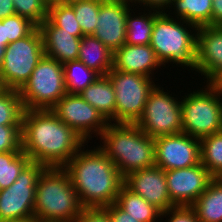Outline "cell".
Segmentation results:
<instances>
[{"label": "cell", "mask_w": 222, "mask_h": 222, "mask_svg": "<svg viewBox=\"0 0 222 222\" xmlns=\"http://www.w3.org/2000/svg\"><path fill=\"white\" fill-rule=\"evenodd\" d=\"M48 3H52V2H62V0H46Z\"/></svg>", "instance_id": "44"}, {"label": "cell", "mask_w": 222, "mask_h": 222, "mask_svg": "<svg viewBox=\"0 0 222 222\" xmlns=\"http://www.w3.org/2000/svg\"><path fill=\"white\" fill-rule=\"evenodd\" d=\"M0 43H4L6 46L8 45V39H5L4 19L0 20Z\"/></svg>", "instance_id": "41"}, {"label": "cell", "mask_w": 222, "mask_h": 222, "mask_svg": "<svg viewBox=\"0 0 222 222\" xmlns=\"http://www.w3.org/2000/svg\"><path fill=\"white\" fill-rule=\"evenodd\" d=\"M155 140V166L164 171L192 167L200 163V139L181 132Z\"/></svg>", "instance_id": "13"}, {"label": "cell", "mask_w": 222, "mask_h": 222, "mask_svg": "<svg viewBox=\"0 0 222 222\" xmlns=\"http://www.w3.org/2000/svg\"><path fill=\"white\" fill-rule=\"evenodd\" d=\"M16 14L13 0H0V20Z\"/></svg>", "instance_id": "40"}, {"label": "cell", "mask_w": 222, "mask_h": 222, "mask_svg": "<svg viewBox=\"0 0 222 222\" xmlns=\"http://www.w3.org/2000/svg\"><path fill=\"white\" fill-rule=\"evenodd\" d=\"M104 209L108 212L110 222H139L122 210L116 203H112L104 207Z\"/></svg>", "instance_id": "37"}, {"label": "cell", "mask_w": 222, "mask_h": 222, "mask_svg": "<svg viewBox=\"0 0 222 222\" xmlns=\"http://www.w3.org/2000/svg\"><path fill=\"white\" fill-rule=\"evenodd\" d=\"M104 0H73L69 4L73 7L84 36L93 35L96 29L100 5Z\"/></svg>", "instance_id": "30"}, {"label": "cell", "mask_w": 222, "mask_h": 222, "mask_svg": "<svg viewBox=\"0 0 222 222\" xmlns=\"http://www.w3.org/2000/svg\"><path fill=\"white\" fill-rule=\"evenodd\" d=\"M5 51H6V45L4 43H0V69L2 67Z\"/></svg>", "instance_id": "42"}, {"label": "cell", "mask_w": 222, "mask_h": 222, "mask_svg": "<svg viewBox=\"0 0 222 222\" xmlns=\"http://www.w3.org/2000/svg\"><path fill=\"white\" fill-rule=\"evenodd\" d=\"M86 142L51 109L24 110L22 151L31 162L64 167Z\"/></svg>", "instance_id": "1"}, {"label": "cell", "mask_w": 222, "mask_h": 222, "mask_svg": "<svg viewBox=\"0 0 222 222\" xmlns=\"http://www.w3.org/2000/svg\"><path fill=\"white\" fill-rule=\"evenodd\" d=\"M100 140L103 145L99 147L123 177L130 172L155 166V140L136 124L109 123Z\"/></svg>", "instance_id": "4"}, {"label": "cell", "mask_w": 222, "mask_h": 222, "mask_svg": "<svg viewBox=\"0 0 222 222\" xmlns=\"http://www.w3.org/2000/svg\"><path fill=\"white\" fill-rule=\"evenodd\" d=\"M24 110L18 90L0 91V125H22Z\"/></svg>", "instance_id": "29"}, {"label": "cell", "mask_w": 222, "mask_h": 222, "mask_svg": "<svg viewBox=\"0 0 222 222\" xmlns=\"http://www.w3.org/2000/svg\"><path fill=\"white\" fill-rule=\"evenodd\" d=\"M196 34L194 70L215 84L222 77V26H203Z\"/></svg>", "instance_id": "16"}, {"label": "cell", "mask_w": 222, "mask_h": 222, "mask_svg": "<svg viewBox=\"0 0 222 222\" xmlns=\"http://www.w3.org/2000/svg\"><path fill=\"white\" fill-rule=\"evenodd\" d=\"M171 6L178 19L180 17L197 28L211 26L212 0H173Z\"/></svg>", "instance_id": "24"}, {"label": "cell", "mask_w": 222, "mask_h": 222, "mask_svg": "<svg viewBox=\"0 0 222 222\" xmlns=\"http://www.w3.org/2000/svg\"><path fill=\"white\" fill-rule=\"evenodd\" d=\"M181 102L156 85L136 125L151 138L182 132Z\"/></svg>", "instance_id": "11"}, {"label": "cell", "mask_w": 222, "mask_h": 222, "mask_svg": "<svg viewBox=\"0 0 222 222\" xmlns=\"http://www.w3.org/2000/svg\"><path fill=\"white\" fill-rule=\"evenodd\" d=\"M130 2L104 0L99 9L94 37L113 53L126 43V19Z\"/></svg>", "instance_id": "15"}, {"label": "cell", "mask_w": 222, "mask_h": 222, "mask_svg": "<svg viewBox=\"0 0 222 222\" xmlns=\"http://www.w3.org/2000/svg\"><path fill=\"white\" fill-rule=\"evenodd\" d=\"M200 162L214 178L222 177V131L200 139Z\"/></svg>", "instance_id": "25"}, {"label": "cell", "mask_w": 222, "mask_h": 222, "mask_svg": "<svg viewBox=\"0 0 222 222\" xmlns=\"http://www.w3.org/2000/svg\"><path fill=\"white\" fill-rule=\"evenodd\" d=\"M22 151V125H0V152Z\"/></svg>", "instance_id": "34"}, {"label": "cell", "mask_w": 222, "mask_h": 222, "mask_svg": "<svg viewBox=\"0 0 222 222\" xmlns=\"http://www.w3.org/2000/svg\"><path fill=\"white\" fill-rule=\"evenodd\" d=\"M43 38L44 55L64 64L78 60L81 38L74 32L62 31L49 18L39 26Z\"/></svg>", "instance_id": "18"}, {"label": "cell", "mask_w": 222, "mask_h": 222, "mask_svg": "<svg viewBox=\"0 0 222 222\" xmlns=\"http://www.w3.org/2000/svg\"><path fill=\"white\" fill-rule=\"evenodd\" d=\"M211 26H222V0H212Z\"/></svg>", "instance_id": "39"}, {"label": "cell", "mask_w": 222, "mask_h": 222, "mask_svg": "<svg viewBox=\"0 0 222 222\" xmlns=\"http://www.w3.org/2000/svg\"><path fill=\"white\" fill-rule=\"evenodd\" d=\"M162 216L170 217L168 222H199L191 206H176L168 209L167 211L161 212V218L158 220H162Z\"/></svg>", "instance_id": "35"}, {"label": "cell", "mask_w": 222, "mask_h": 222, "mask_svg": "<svg viewBox=\"0 0 222 222\" xmlns=\"http://www.w3.org/2000/svg\"><path fill=\"white\" fill-rule=\"evenodd\" d=\"M173 0H131V3H137L140 6L143 4V6H146V9L150 7V10H155L158 12H165L164 9H170V5L172 4ZM148 6V7H147ZM169 7V8H168Z\"/></svg>", "instance_id": "38"}, {"label": "cell", "mask_w": 222, "mask_h": 222, "mask_svg": "<svg viewBox=\"0 0 222 222\" xmlns=\"http://www.w3.org/2000/svg\"><path fill=\"white\" fill-rule=\"evenodd\" d=\"M206 87L181 101L182 132L199 139L222 131V90L214 83Z\"/></svg>", "instance_id": "6"}, {"label": "cell", "mask_w": 222, "mask_h": 222, "mask_svg": "<svg viewBox=\"0 0 222 222\" xmlns=\"http://www.w3.org/2000/svg\"><path fill=\"white\" fill-rule=\"evenodd\" d=\"M36 27L29 19L18 14L4 18L5 39H8V44L28 36Z\"/></svg>", "instance_id": "33"}, {"label": "cell", "mask_w": 222, "mask_h": 222, "mask_svg": "<svg viewBox=\"0 0 222 222\" xmlns=\"http://www.w3.org/2000/svg\"><path fill=\"white\" fill-rule=\"evenodd\" d=\"M63 72L66 92L69 94H79L100 76L78 60L64 63Z\"/></svg>", "instance_id": "26"}, {"label": "cell", "mask_w": 222, "mask_h": 222, "mask_svg": "<svg viewBox=\"0 0 222 222\" xmlns=\"http://www.w3.org/2000/svg\"><path fill=\"white\" fill-rule=\"evenodd\" d=\"M141 16H131L128 11L126 19V44L130 45H150L151 34L154 27V10Z\"/></svg>", "instance_id": "27"}, {"label": "cell", "mask_w": 222, "mask_h": 222, "mask_svg": "<svg viewBox=\"0 0 222 222\" xmlns=\"http://www.w3.org/2000/svg\"><path fill=\"white\" fill-rule=\"evenodd\" d=\"M191 208L199 222H222V179L214 178Z\"/></svg>", "instance_id": "22"}, {"label": "cell", "mask_w": 222, "mask_h": 222, "mask_svg": "<svg viewBox=\"0 0 222 222\" xmlns=\"http://www.w3.org/2000/svg\"><path fill=\"white\" fill-rule=\"evenodd\" d=\"M43 56V38L39 27L28 36L9 43L0 69L3 88L19 90Z\"/></svg>", "instance_id": "8"}, {"label": "cell", "mask_w": 222, "mask_h": 222, "mask_svg": "<svg viewBox=\"0 0 222 222\" xmlns=\"http://www.w3.org/2000/svg\"><path fill=\"white\" fill-rule=\"evenodd\" d=\"M123 184L161 212L176 207L168 194L165 171L158 166L128 173Z\"/></svg>", "instance_id": "17"}, {"label": "cell", "mask_w": 222, "mask_h": 222, "mask_svg": "<svg viewBox=\"0 0 222 222\" xmlns=\"http://www.w3.org/2000/svg\"><path fill=\"white\" fill-rule=\"evenodd\" d=\"M30 162L23 151L0 152V190L10 187Z\"/></svg>", "instance_id": "28"}, {"label": "cell", "mask_w": 222, "mask_h": 222, "mask_svg": "<svg viewBox=\"0 0 222 222\" xmlns=\"http://www.w3.org/2000/svg\"><path fill=\"white\" fill-rule=\"evenodd\" d=\"M78 61L100 76L107 75L113 68V52L93 35L81 37Z\"/></svg>", "instance_id": "21"}, {"label": "cell", "mask_w": 222, "mask_h": 222, "mask_svg": "<svg viewBox=\"0 0 222 222\" xmlns=\"http://www.w3.org/2000/svg\"><path fill=\"white\" fill-rule=\"evenodd\" d=\"M107 76L115 91V123L136 124L144 112L149 93L156 86L153 78L113 68Z\"/></svg>", "instance_id": "9"}, {"label": "cell", "mask_w": 222, "mask_h": 222, "mask_svg": "<svg viewBox=\"0 0 222 222\" xmlns=\"http://www.w3.org/2000/svg\"><path fill=\"white\" fill-rule=\"evenodd\" d=\"M83 208H104L116 202L124 177L98 146L82 150L63 167Z\"/></svg>", "instance_id": "2"}, {"label": "cell", "mask_w": 222, "mask_h": 222, "mask_svg": "<svg viewBox=\"0 0 222 222\" xmlns=\"http://www.w3.org/2000/svg\"><path fill=\"white\" fill-rule=\"evenodd\" d=\"M115 203L139 222H156L158 217L161 218V211L158 208L129 190L124 184Z\"/></svg>", "instance_id": "23"}, {"label": "cell", "mask_w": 222, "mask_h": 222, "mask_svg": "<svg viewBox=\"0 0 222 222\" xmlns=\"http://www.w3.org/2000/svg\"><path fill=\"white\" fill-rule=\"evenodd\" d=\"M83 206L63 167H45L36 183L35 222H75Z\"/></svg>", "instance_id": "3"}, {"label": "cell", "mask_w": 222, "mask_h": 222, "mask_svg": "<svg viewBox=\"0 0 222 222\" xmlns=\"http://www.w3.org/2000/svg\"><path fill=\"white\" fill-rule=\"evenodd\" d=\"M215 84L222 90V77Z\"/></svg>", "instance_id": "43"}, {"label": "cell", "mask_w": 222, "mask_h": 222, "mask_svg": "<svg viewBox=\"0 0 222 222\" xmlns=\"http://www.w3.org/2000/svg\"><path fill=\"white\" fill-rule=\"evenodd\" d=\"M15 13L33 22L37 27L48 18L46 0H13Z\"/></svg>", "instance_id": "32"}, {"label": "cell", "mask_w": 222, "mask_h": 222, "mask_svg": "<svg viewBox=\"0 0 222 222\" xmlns=\"http://www.w3.org/2000/svg\"><path fill=\"white\" fill-rule=\"evenodd\" d=\"M79 95L97 109L109 123L115 122V91L107 75L99 76Z\"/></svg>", "instance_id": "20"}, {"label": "cell", "mask_w": 222, "mask_h": 222, "mask_svg": "<svg viewBox=\"0 0 222 222\" xmlns=\"http://www.w3.org/2000/svg\"><path fill=\"white\" fill-rule=\"evenodd\" d=\"M165 12L154 10V27L150 46L162 66L165 63L195 68L197 27ZM178 20H180L178 22ZM185 24V25H183ZM187 26V27H185ZM195 31L191 32L190 28ZM190 30H188V29Z\"/></svg>", "instance_id": "5"}, {"label": "cell", "mask_w": 222, "mask_h": 222, "mask_svg": "<svg viewBox=\"0 0 222 222\" xmlns=\"http://www.w3.org/2000/svg\"><path fill=\"white\" fill-rule=\"evenodd\" d=\"M167 190L175 206H191L214 179L201 164L165 171Z\"/></svg>", "instance_id": "14"}, {"label": "cell", "mask_w": 222, "mask_h": 222, "mask_svg": "<svg viewBox=\"0 0 222 222\" xmlns=\"http://www.w3.org/2000/svg\"><path fill=\"white\" fill-rule=\"evenodd\" d=\"M48 18L62 31L74 32V36L83 37L82 30L75 18L73 7L69 3L52 2L48 4Z\"/></svg>", "instance_id": "31"}, {"label": "cell", "mask_w": 222, "mask_h": 222, "mask_svg": "<svg viewBox=\"0 0 222 222\" xmlns=\"http://www.w3.org/2000/svg\"><path fill=\"white\" fill-rule=\"evenodd\" d=\"M75 222H110V219L104 208H83Z\"/></svg>", "instance_id": "36"}, {"label": "cell", "mask_w": 222, "mask_h": 222, "mask_svg": "<svg viewBox=\"0 0 222 222\" xmlns=\"http://www.w3.org/2000/svg\"><path fill=\"white\" fill-rule=\"evenodd\" d=\"M3 89H4V88H3V86L1 85V82H0V91L3 90Z\"/></svg>", "instance_id": "46"}, {"label": "cell", "mask_w": 222, "mask_h": 222, "mask_svg": "<svg viewBox=\"0 0 222 222\" xmlns=\"http://www.w3.org/2000/svg\"><path fill=\"white\" fill-rule=\"evenodd\" d=\"M44 168L30 162L10 187L0 190V222L34 221L36 183Z\"/></svg>", "instance_id": "10"}, {"label": "cell", "mask_w": 222, "mask_h": 222, "mask_svg": "<svg viewBox=\"0 0 222 222\" xmlns=\"http://www.w3.org/2000/svg\"><path fill=\"white\" fill-rule=\"evenodd\" d=\"M161 65L150 45L125 43L113 53V69L122 72L152 77L153 71Z\"/></svg>", "instance_id": "19"}, {"label": "cell", "mask_w": 222, "mask_h": 222, "mask_svg": "<svg viewBox=\"0 0 222 222\" xmlns=\"http://www.w3.org/2000/svg\"><path fill=\"white\" fill-rule=\"evenodd\" d=\"M54 114L86 143L92 133L101 136L109 122L79 94L66 93L52 108Z\"/></svg>", "instance_id": "12"}, {"label": "cell", "mask_w": 222, "mask_h": 222, "mask_svg": "<svg viewBox=\"0 0 222 222\" xmlns=\"http://www.w3.org/2000/svg\"><path fill=\"white\" fill-rule=\"evenodd\" d=\"M18 92L25 110L51 109L67 93L63 64L44 55Z\"/></svg>", "instance_id": "7"}, {"label": "cell", "mask_w": 222, "mask_h": 222, "mask_svg": "<svg viewBox=\"0 0 222 222\" xmlns=\"http://www.w3.org/2000/svg\"><path fill=\"white\" fill-rule=\"evenodd\" d=\"M70 1H73V0H62V3H69Z\"/></svg>", "instance_id": "45"}]
</instances>
